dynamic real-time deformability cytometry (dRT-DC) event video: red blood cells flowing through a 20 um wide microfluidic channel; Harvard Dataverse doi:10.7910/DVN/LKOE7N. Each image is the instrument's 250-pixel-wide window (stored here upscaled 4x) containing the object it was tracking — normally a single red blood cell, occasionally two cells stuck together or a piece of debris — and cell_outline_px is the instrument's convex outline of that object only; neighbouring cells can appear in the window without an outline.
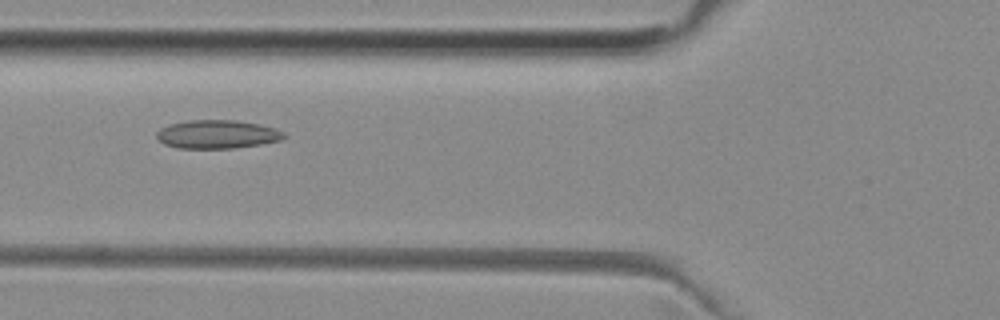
{"species": "common noctule bat (a hibernating species)", "species_latin": "Nyctalus noctula", "temperature_condition": "room temperature", "stored_images_in_passage": 38, "camera_frame_rate_fps": 3000, "um_per_image_px": 0.085, "animal": {"sex": "female", "body_mass_g": 29.2, "forearm_length_mm": 56.3}, "frame": {"image": 1, "passage_image": 5, "time_ms": 1.333, "image_size_px": [1000, 320], "cell_outline_px": [[288, 136], [280, 140], [260, 144], [232, 148], [176, 148], [164, 144], [156, 136], [156, 132], [160, 128], [168, 124], [188, 120], [236, 120], [260, 124], [276, 128], [284, 132]], "centroid_in_image_um": [18.46, 11.4], "position_along_channel_um": 107.3, "area_um2": 21.27}}
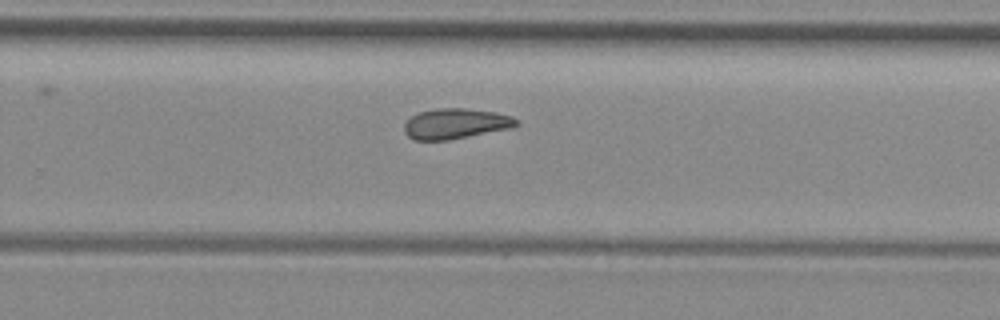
{"frame": {"image": 2, "passage_image": 19, "time_ms": 6.0, "image_size_px": [1000, 320], "cell_outline_px": [[520, 124], [508, 128], [448, 140], [416, 140], [408, 136], [404, 132], [404, 124], [412, 116], [420, 112], [436, 108], [464, 108], [496, 112], [512, 116], [520, 120]], "centroid_in_image_um": [38.73, 10.5], "position_along_channel_um": 291.1, "area_um2": 19.71}}
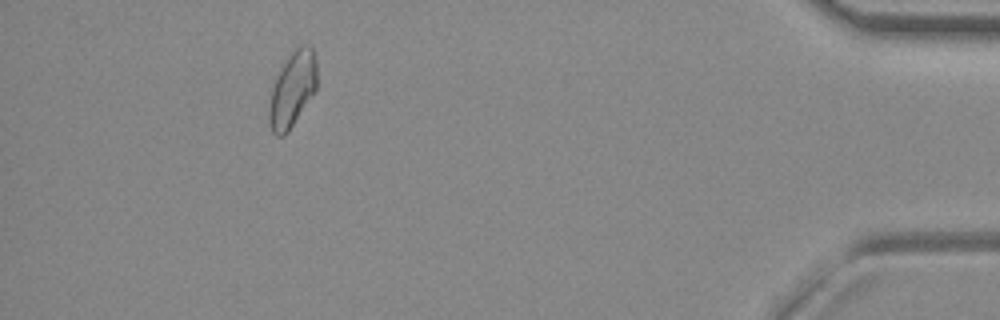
{"frame": {"image": 3, "passage_image": 33, "time_ms": 10.667, "image_size_px": [1000, 320], "cell_outline_px": [[316, 92], [288, 132], [284, 136], [276, 136], [272, 132], [268, 120], [268, 108], [272, 84], [280, 68], [296, 44], [308, 44], [312, 48], [316, 60]], "centroid_in_image_um": [24.84, 7.58], "position_along_channel_um": 410.4, "area_um2": 21.56}, "authors_computed_cell_mechanics": {"area_um2": 20.2589, "velocity_mm_per_s": 3.9431, "shape_relaxation_time_tau1_ms": null, "shape_relaxation_time_tau2_ms": 6.429, "deformation_change_tau1": null, "deformation_change_tau2": 0.1064}}